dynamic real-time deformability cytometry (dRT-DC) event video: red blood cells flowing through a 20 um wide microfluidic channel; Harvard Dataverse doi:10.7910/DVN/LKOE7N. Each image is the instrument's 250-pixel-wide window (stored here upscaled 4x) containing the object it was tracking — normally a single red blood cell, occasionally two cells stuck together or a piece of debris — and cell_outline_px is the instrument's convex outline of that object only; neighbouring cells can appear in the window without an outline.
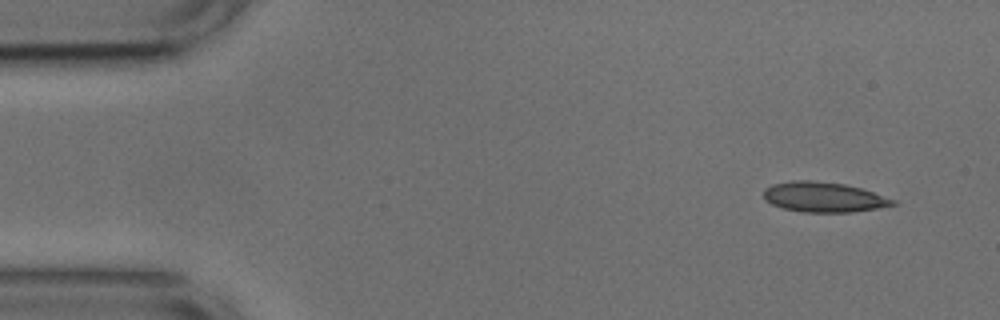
{"species": "common noctule bat (a hibernating species)", "species_latin": "Nyctalus noctula", "temperature_condition": "cold", "stored_images_in_passage": 7, "camera_frame_rate_fps": 3000, "um_per_image_px": 0.085, "animal": {"sex": "male", "body_mass_g": 17.9, "forearm_length_mm": 54.2}, "frame": {"image": 1, "passage_image": 1, "time_ms": 0.0, "image_size_px": [1000, 320], "cell_outline_px": [[900, 204], [852, 212], [804, 212], [784, 208], [772, 204], [764, 200], [764, 188], [772, 184], [792, 180], [812, 180], [844, 184], [860, 188], [896, 200]], "centroid_in_image_um": [70.0, 16.75], "position_along_channel_um": 15.0, "area_um2": 22.6}}